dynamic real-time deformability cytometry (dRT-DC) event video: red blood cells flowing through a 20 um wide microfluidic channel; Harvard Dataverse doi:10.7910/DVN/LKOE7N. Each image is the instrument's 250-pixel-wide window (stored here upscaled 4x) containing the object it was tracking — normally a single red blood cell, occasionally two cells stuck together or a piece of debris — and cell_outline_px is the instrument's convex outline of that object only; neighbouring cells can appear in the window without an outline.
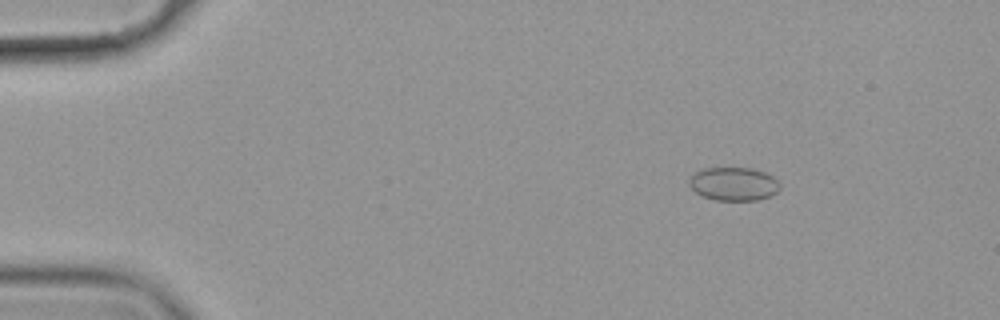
{"species": "common noctule bat (a hibernating species)", "species_latin": "Nyctalus noctula", "temperature_condition": "cold", "stored_images_in_passage": 58, "camera_frame_rate_fps": 3000, "um_per_image_px": 0.085, "animal": {"sex": "female", "body_mass_g": 19.9}, "frame": {"image": 1, "passage_image": 9, "time_ms": 2.667, "image_size_px": [1000, 320], "cell_outline_px": [[780, 188], [776, 192], [768, 196], [756, 200], [716, 200], [704, 196], [696, 192], [688, 184], [688, 180], [696, 172], [704, 168], [752, 168], [764, 172], [772, 176], [780, 184]], "centroid_in_image_um": [62.35, 15.62], "position_along_channel_um": 22.6, "area_um2": 17.46}}
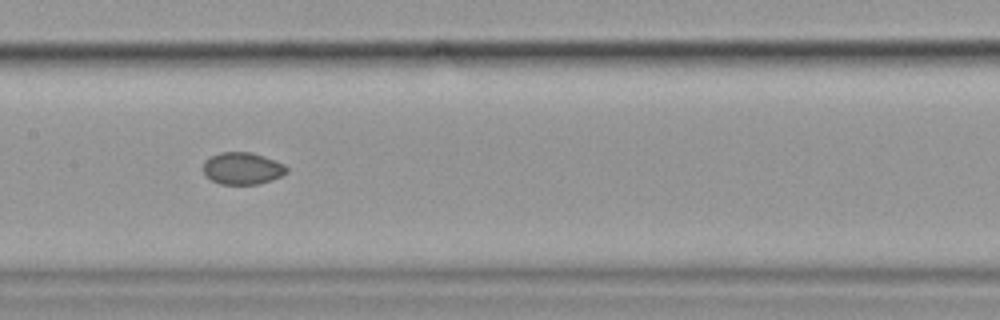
{"frame": {"image": 2, "passage_image": 30, "time_ms": 9.667, "image_size_px": [1000, 320], "cell_outline_px": [[288, 172], [272, 180], [256, 184], [220, 184], [212, 180], [204, 172], [204, 160], [220, 152], [252, 152], [264, 156], [284, 164], [288, 168]], "centroid_in_image_um": [20.62, 14.3], "position_along_channel_um": 186.8, "area_um2": 15.49}}
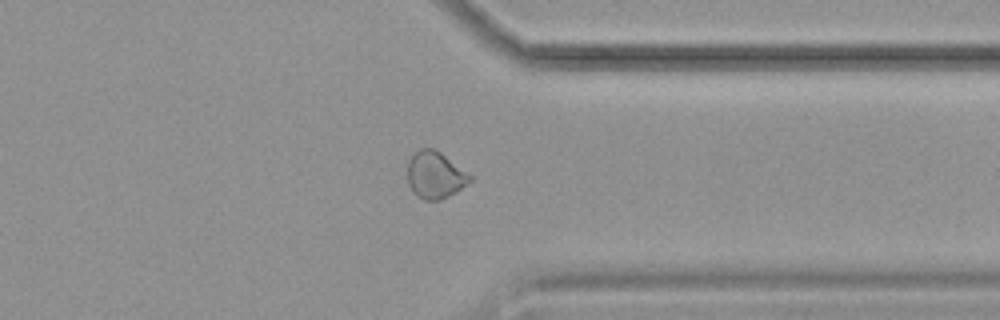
{"frame": {"image": 3, "passage_image": 46, "time_ms": 15.0, "image_size_px": [1000, 320], "cell_outline_px": [[472, 180], [448, 196], [440, 200], [424, 200], [416, 196], [408, 184], [408, 160], [420, 148], [432, 148], [440, 152], [472, 176]], "centroid_in_image_um": [36.96, 14.88], "position_along_channel_um": 374.4, "area_um2": 16.82}, "authors_computed_cell_mechanics": {"area_um2": 16.7909, "velocity_mm_per_s": 3.5564, "shape_relaxation_time_tau1_ms": null, "shape_relaxation_time_tau2_ms": 3.0221, "deformation_change_tau1": null, "deformation_change_tau2": 0.0353}}